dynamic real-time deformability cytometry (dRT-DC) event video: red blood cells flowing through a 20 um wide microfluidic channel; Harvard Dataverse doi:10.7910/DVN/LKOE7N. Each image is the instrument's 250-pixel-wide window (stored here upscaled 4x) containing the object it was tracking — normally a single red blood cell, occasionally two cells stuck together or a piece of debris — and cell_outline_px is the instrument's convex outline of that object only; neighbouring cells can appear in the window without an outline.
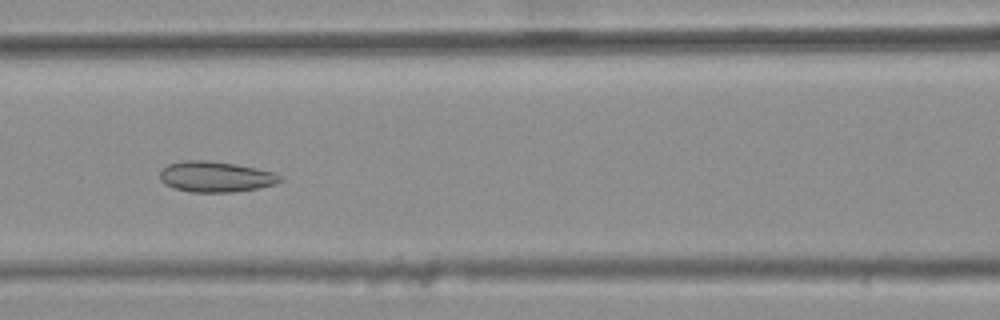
{"species": "common noctule bat (a hibernating species)", "species_latin": "Nyctalus noctula", "temperature_condition": "warm", "stored_images_in_passage": 33, "camera_frame_rate_fps": 3000, "um_per_image_px": 0.085, "animal": {"sex": "female", "body_mass_g": 25.1}, "frame": {"image": 1, "passage_image": 11, "time_ms": 3.333, "image_size_px": [1000, 320], "cell_outline_px": [[284, 180], [276, 184], [256, 188], [232, 192], [192, 192], [176, 188], [164, 184], [160, 180], [160, 172], [168, 164], [184, 160], [208, 160], [236, 164], [256, 168], [272, 172], [284, 176]], "centroid_in_image_um": [18.35, 15.01], "position_along_channel_um": 148.2, "area_um2": 21.5}}
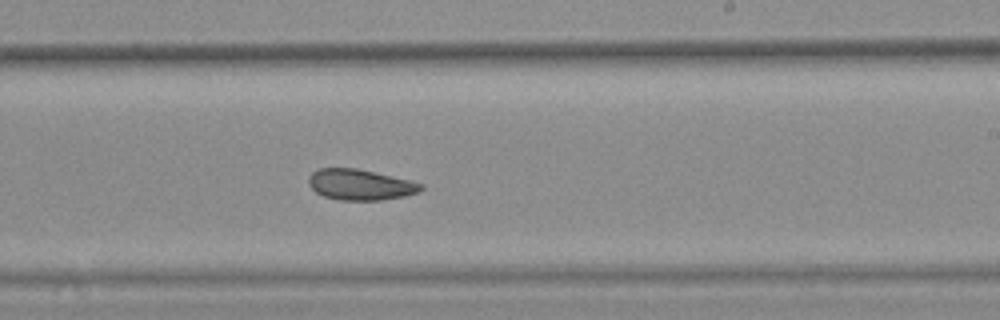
{"frame": {"image": 2, "passage_image": 20, "time_ms": 6.333, "image_size_px": [1000, 320], "cell_outline_px": [[424, 188], [420, 192], [404, 196], [380, 200], [340, 200], [324, 196], [316, 192], [308, 184], [308, 176], [312, 172], [320, 168], [356, 168], [392, 176], [424, 184]], "centroid_in_image_um": [30.61, 15.7], "position_along_channel_um": 258.4, "area_um2": 20.11}}
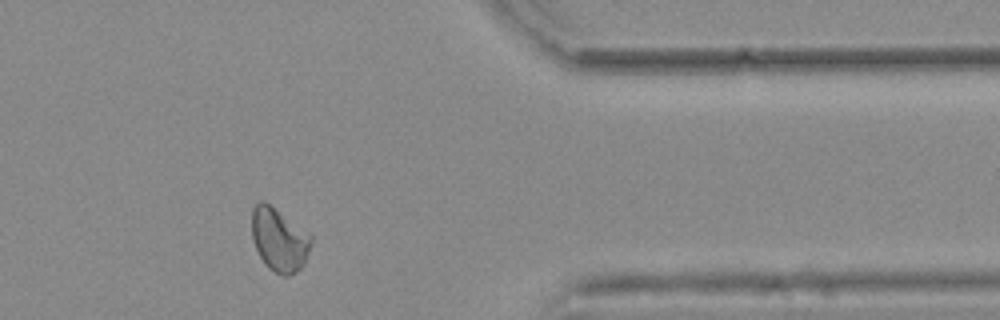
{"frame": {"image": 3, "passage_image": 32, "time_ms": 10.333, "image_size_px": [1000, 320], "cell_outline_px": [[312, 240], [304, 264], [296, 272], [288, 276], [284, 276], [268, 268], [260, 256], [252, 240], [252, 208], [260, 200], [264, 200], [312, 236]], "centroid_in_image_um": [23.71, 20.37], "position_along_channel_um": 387.7, "area_um2": 21.62}, "authors_computed_cell_mechanics": {"area_um2": 20.6346, "velocity_mm_per_s": 3.6796, "shape_relaxation_time_tau1_ms": null, "shape_relaxation_time_tau2_ms": 2.4448, "deformation_change_tau1": null, "deformation_change_tau2": 0.0725}}